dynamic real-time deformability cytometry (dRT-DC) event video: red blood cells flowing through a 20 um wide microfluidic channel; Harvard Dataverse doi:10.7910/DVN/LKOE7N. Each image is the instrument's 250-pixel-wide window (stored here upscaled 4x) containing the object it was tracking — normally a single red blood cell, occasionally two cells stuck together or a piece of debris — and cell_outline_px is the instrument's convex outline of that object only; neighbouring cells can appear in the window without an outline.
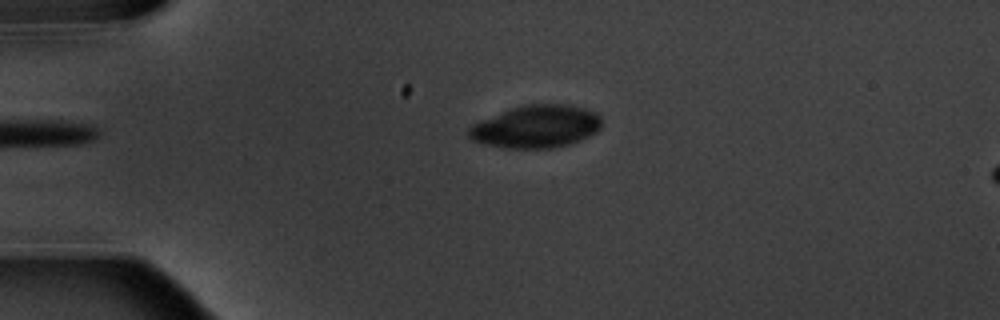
{"species": "common noctule bat (a hibernating species)", "species_latin": "Nyctalus noctula", "temperature_condition": "warm", "stored_images_in_passage": 3, "camera_frame_rate_fps": 3000, "um_per_image_px": 0.085, "animal": {"sex": "male", "body_mass_g": 20.1, "forearm_length_mm": 53.5}, "frame": {"image": 1, "passage_image": 3, "time_ms": 2.333, "image_size_px": [1000, 320], "cell_outline_px": [[600, 128], [596, 132], [580, 140], [568, 144], [552, 148], [504, 148], [484, 144], [472, 140], [468, 136], [468, 128], [472, 124], [480, 120], [512, 108], [532, 104], [560, 104], [580, 108], [596, 112], [600, 116]], "centroid_in_image_um": [45.54, 10.77], "position_along_channel_um": 39.5, "area_um2": 32.66}}